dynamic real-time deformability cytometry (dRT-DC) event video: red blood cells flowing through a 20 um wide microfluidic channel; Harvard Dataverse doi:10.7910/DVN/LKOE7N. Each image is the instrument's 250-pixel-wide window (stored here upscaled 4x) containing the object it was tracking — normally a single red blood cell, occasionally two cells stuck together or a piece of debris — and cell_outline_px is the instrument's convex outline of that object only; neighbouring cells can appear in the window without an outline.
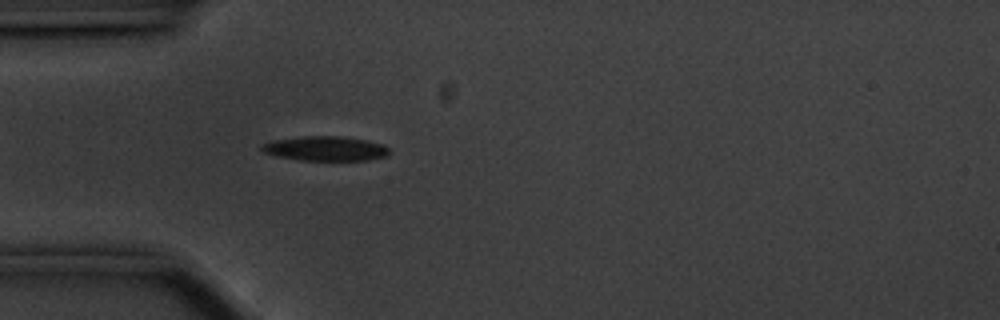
{"species": "common noctule bat (a hibernating species)", "species_latin": "Nyctalus noctula", "temperature_condition": "cold", "stored_images_in_passage": 42, "camera_frame_rate_fps": 3000, "um_per_image_px": 0.085, "animal": {"sex": "male", "body_mass_g": 20.1, "forearm_length_mm": 53.5}, "frame": {"image": 1, "passage_image": 6, "time_ms": 1.667, "image_size_px": [1000, 320], "cell_outline_px": [[388, 156], [368, 160], [300, 160], [276, 156], [264, 152], [260, 148], [260, 144], [272, 140], [304, 136], [340, 136], [364, 140], [384, 144], [388, 148]], "centroid_in_image_um": [27.63, 12.62], "position_along_channel_um": 57.4, "area_um2": 18.26}}
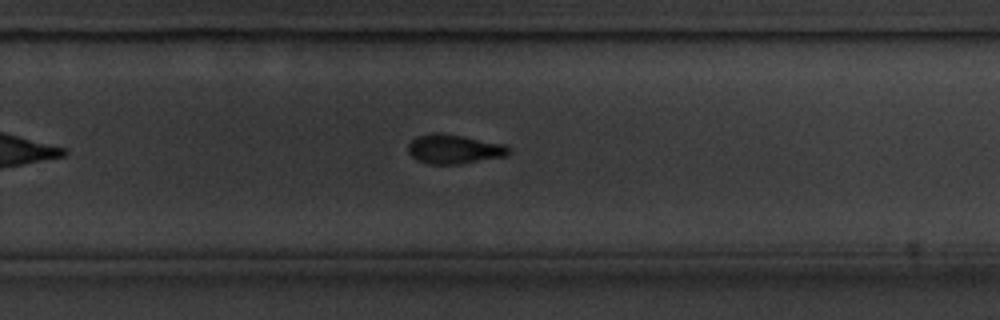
{"frame": {"image": 2, "passage_image": 26, "time_ms": 8.333, "image_size_px": [1000, 320], "cell_outline_px": [[512, 152], [508, 156], [460, 164], [428, 164], [416, 160], [408, 152], [408, 144], [416, 136], [432, 132], [440, 132], [464, 136], [504, 144], [512, 148]], "centroid_in_image_um": [38.62, 12.67], "position_along_channel_um": 291.2, "area_um2": 17.57}}
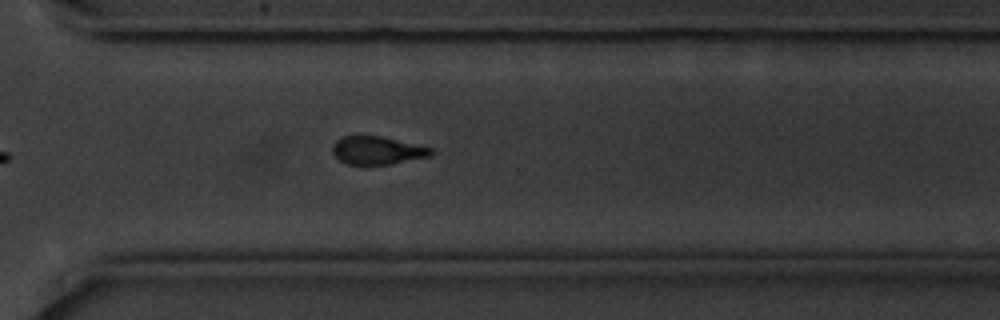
{"frame": {"image": 3, "passage_image": 30, "time_ms": 9.667, "image_size_px": [1000, 320], "cell_outline_px": [[432, 156], [392, 164], [348, 164], [340, 160], [332, 152], [332, 144], [336, 140], [344, 136], [380, 136], [432, 148]], "centroid_in_image_um": [32.06, 12.79], "position_along_channel_um": 338.5, "area_um2": 15.95}, "authors_computed_cell_mechanics": {"area_um2": 17.8024, "velocity_mm_per_s": 3.5605, "shape_relaxation_time_tau1_ms": 2.0712, "shape_relaxation_time_tau2_ms": null, "deformation_change_tau1": 0.1296, "deformation_change_tau2": null}}